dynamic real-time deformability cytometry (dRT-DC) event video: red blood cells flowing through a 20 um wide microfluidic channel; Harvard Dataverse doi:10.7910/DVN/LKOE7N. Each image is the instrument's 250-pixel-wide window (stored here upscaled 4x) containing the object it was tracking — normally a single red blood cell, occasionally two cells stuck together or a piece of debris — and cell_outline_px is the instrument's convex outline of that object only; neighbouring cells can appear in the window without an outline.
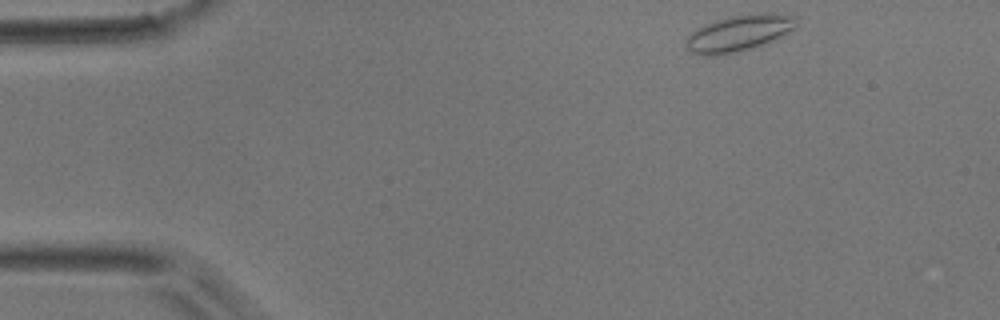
{"species": "common noctule bat (a hibernating species)", "species_latin": "Nyctalus noctula", "temperature_condition": "room temperature", "stored_images_in_passage": 45, "camera_frame_rate_fps": 3000, "um_per_image_px": 0.085, "animal": {"sex": "male", "body_mass_g": 17.9}, "frame": {"image": 1, "passage_image": 1, "time_ms": 0.0, "image_size_px": [1000, 320], "cell_outline_px": [[800, 16], [796, 24], [788, 32], [764, 44], [752, 48], [736, 52], [716, 56], [708, 56], [692, 52], [684, 48], [688, 36], [692, 32], [716, 20], [732, 16], [760, 12], [768, 12]], "centroid_in_image_um": [62.84, 2.81], "position_along_channel_um": 22.2, "area_um2": 23.18}}
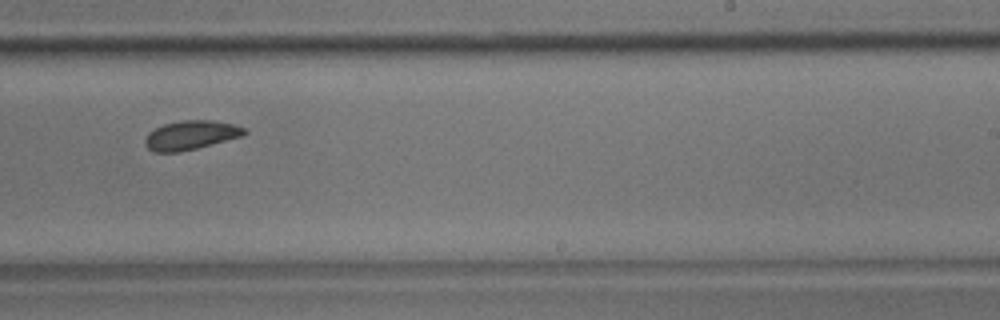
{"frame": {"image": 2, "passage_image": 26, "time_ms": 8.333, "image_size_px": [1000, 320], "cell_outline_px": [[248, 132], [244, 136], [180, 152], [152, 152], [144, 144], [144, 140], [148, 132], [164, 124], [184, 120], [212, 120], [232, 124], [244, 128]], "centroid_in_image_um": [16.21, 11.49], "position_along_channel_um": 272.8, "area_um2": 16.82}}
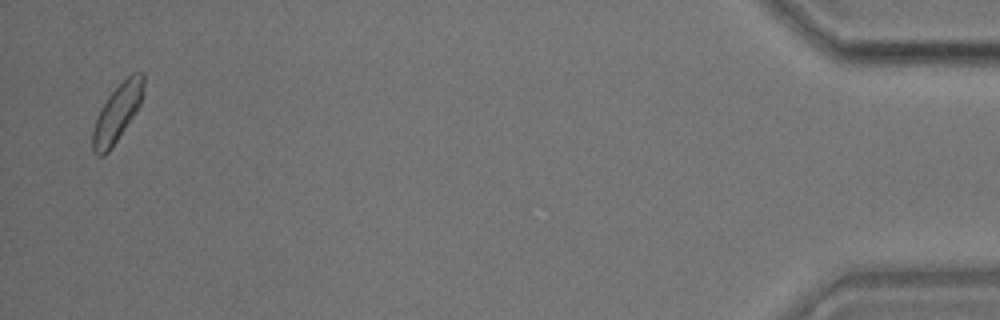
{"frame": {"image": 3, "passage_image": 44, "time_ms": 14.333, "image_size_px": [1000, 320], "cell_outline_px": [[144, 92], [140, 104], [136, 112], [112, 148], [104, 156], [96, 156], [92, 152], [92, 128], [100, 108], [108, 96], [132, 72], [144, 72]], "centroid_in_image_um": [9.95, 9.63], "position_along_channel_um": 425.2, "area_um2": 17.22}}